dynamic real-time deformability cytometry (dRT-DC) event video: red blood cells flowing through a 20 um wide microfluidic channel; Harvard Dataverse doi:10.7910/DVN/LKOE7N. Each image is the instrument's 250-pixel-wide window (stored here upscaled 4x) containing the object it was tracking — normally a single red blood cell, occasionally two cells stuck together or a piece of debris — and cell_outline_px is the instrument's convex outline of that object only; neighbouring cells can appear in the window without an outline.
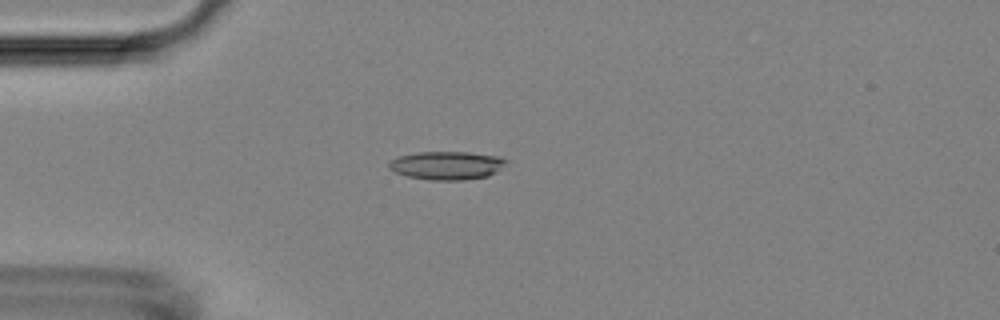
{"species": "Egyptian fruit bat (a non-hibernating species)", "species_latin": "Rousettus aegyptiacus", "temperature_condition": "room temperature", "stored_images_in_passage": 48, "camera_frame_rate_fps": 3000, "um_per_image_px": 0.085, "animal": {"sex": "female"}, "frame": {"image": 1, "passage_image": 9, "time_ms": 2.667, "image_size_px": [1000, 320], "cell_outline_px": [[508, 160], [496, 172], [488, 176], [464, 180], [428, 180], [408, 176], [396, 172], [388, 168], [388, 164], [396, 156], [416, 152], [468, 152], [500, 156]], "centroid_in_image_um": [37.97, 14.05], "position_along_channel_um": 47.0, "area_um2": 19.42}}
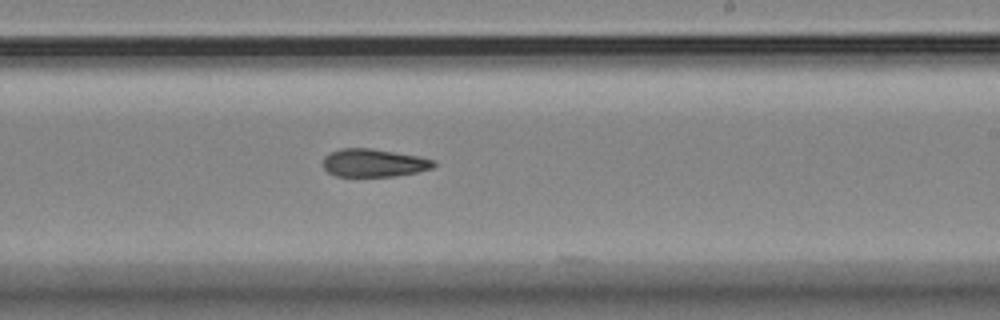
{"frame": {"image": 2, "passage_image": 27, "time_ms": 8.667, "image_size_px": [1000, 320], "cell_outline_px": [[436, 164], [432, 168], [416, 172], [396, 176], [336, 176], [328, 172], [324, 168], [324, 156], [328, 152], [340, 148], [372, 148], [420, 156], [436, 160]], "centroid_in_image_um": [31.78, 13.83], "position_along_channel_um": 257.2, "area_um2": 18.21}}
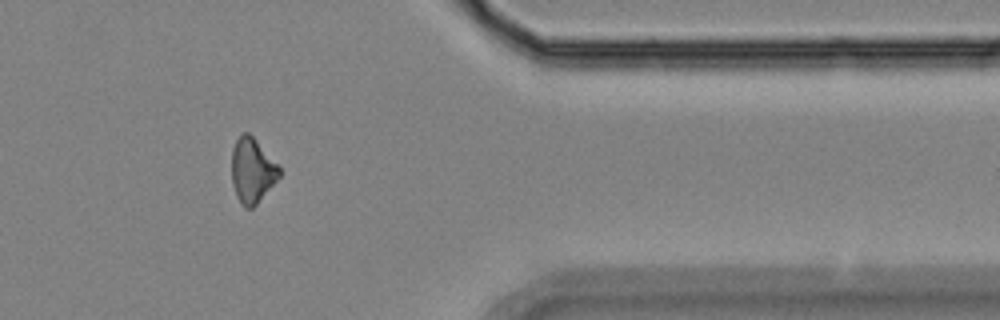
{"frame": {"image": 3, "passage_image": 39, "time_ms": 12.667, "image_size_px": [1000, 320], "cell_outline_px": [[280, 176], [256, 204], [252, 208], [244, 208], [240, 204], [236, 196], [232, 184], [232, 148], [236, 140], [244, 132], [248, 132], [256, 140], [280, 168]], "centroid_in_image_um": [21.41, 14.51], "position_along_channel_um": 390.0, "area_um2": 17.74}, "authors_computed_cell_mechanics": {"area_um2": 18.7272, "velocity_mm_per_s": 3.7557, "shape_relaxation_time_tau1_ms": 7.6137, "shape_relaxation_time_tau2_ms": null, "deformation_change_tau1": 0.1755, "deformation_change_tau2": null}}